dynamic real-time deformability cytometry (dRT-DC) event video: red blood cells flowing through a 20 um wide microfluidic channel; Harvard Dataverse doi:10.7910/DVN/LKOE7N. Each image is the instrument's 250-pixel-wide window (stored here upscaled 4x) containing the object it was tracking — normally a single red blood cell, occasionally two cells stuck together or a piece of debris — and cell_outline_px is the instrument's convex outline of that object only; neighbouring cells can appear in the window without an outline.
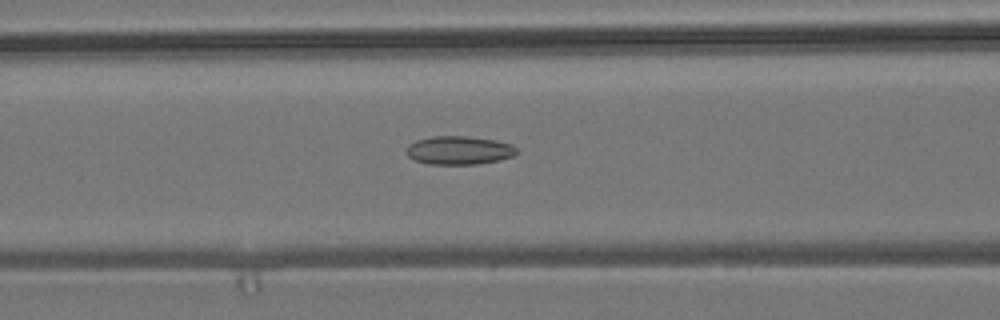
{"species": "common noctule bat (a hibernating species)", "species_latin": "Nyctalus noctula", "temperature_condition": "room temperature", "stored_images_in_passage": 34, "camera_frame_rate_fps": 3000, "um_per_image_px": 0.085, "animal": {"sex": "male", "body_mass_g": 19.2, "forearm_length_mm": 51.8}, "frame": {"image": 1, "passage_image": 9, "time_ms": 2.667, "image_size_px": [1000, 320], "cell_outline_px": [[520, 152], [512, 156], [500, 160], [476, 164], [428, 164], [416, 160], [408, 156], [408, 144], [416, 140], [432, 136], [468, 136], [496, 140], [512, 144]], "centroid_in_image_um": [39.06, 12.77], "position_along_channel_um": 127.5, "area_um2": 18.32}}
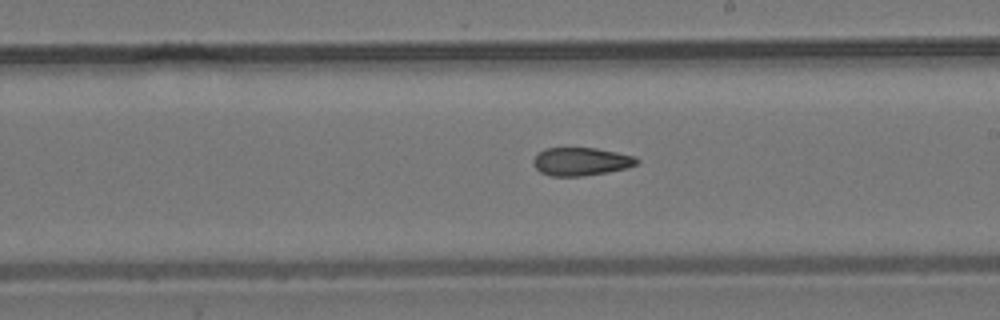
{"frame": {"image": 2, "passage_image": 18, "time_ms": 5.667, "image_size_px": [1000, 320], "cell_outline_px": [[640, 160], [636, 164], [628, 168], [608, 172], [584, 176], [552, 176], [540, 172], [532, 164], [532, 160], [544, 148], [596, 148], [636, 156]], "centroid_in_image_um": [49.4, 13.73], "position_along_channel_um": 239.6, "area_um2": 17.05}}
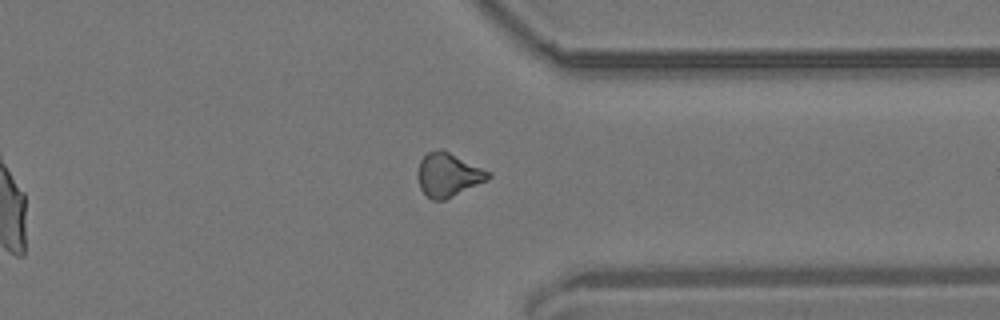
{"frame": {"image": 3, "passage_image": 29, "time_ms": 9.333, "image_size_px": [1000, 320], "cell_outline_px": [[492, 176], [488, 180], [444, 200], [432, 200], [420, 188], [416, 176], [416, 172], [420, 160], [428, 152], [440, 148], [444, 148], [492, 172]], "centroid_in_image_um": [38.11, 14.82], "position_along_channel_um": 373.3, "area_um2": 18.38}, "authors_computed_cell_mechanics": {"area_um2": 17.8313, "velocity_mm_per_s": 3.7373, "shape_relaxation_time_tau1_ms": null, "shape_relaxation_time_tau2_ms": 6.1839, "deformation_change_tau1": null, "deformation_change_tau2": 0.1465}}